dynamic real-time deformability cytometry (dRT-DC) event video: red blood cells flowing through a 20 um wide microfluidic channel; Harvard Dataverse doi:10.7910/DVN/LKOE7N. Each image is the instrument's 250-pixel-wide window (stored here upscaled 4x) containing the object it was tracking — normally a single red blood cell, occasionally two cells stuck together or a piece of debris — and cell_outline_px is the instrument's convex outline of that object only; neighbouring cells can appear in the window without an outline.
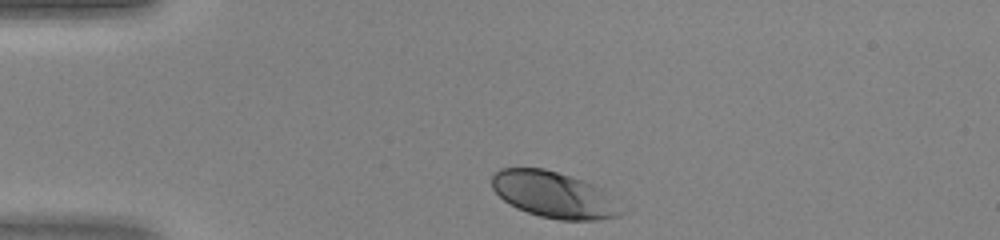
{"species": "human", "species_latin": "Homo sapiens", "temperature_condition": "warm", "stored_images_in_passage": 30, "camera_frame_rate_fps": 3000, "um_per_image_px": 0.085, "donor": {"sex": "female"}, "frame": {"image": 1, "passage_image": 1, "time_ms": 0.0, "image_size_px": [1000, 240], "cell_outline_px": [[624, 212], [620, 216], [600, 220], [560, 220], [540, 216], [516, 208], [504, 200], [492, 188], [492, 176], [500, 168], [544, 168], [584, 180], [600, 188]], "centroid_in_image_um": [47.05, 16.55], "position_along_channel_um": 38.0, "area_um2": 34.45}}
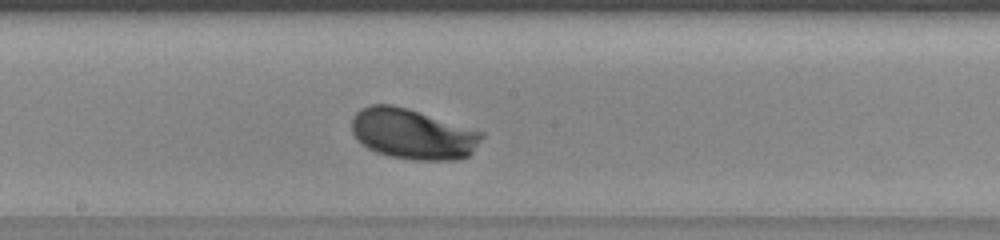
{"frame": {"image": 2, "passage_image": 16, "time_ms": 5.0, "image_size_px": [1000, 240], "cell_outline_px": [[484, 136], [472, 152], [468, 156], [452, 160], [416, 160], [392, 156], [376, 152], [368, 148], [352, 132], [352, 120], [356, 112], [372, 104], [392, 104], [408, 108], [484, 132]], "centroid_in_image_um": [35.11, 11.38], "position_along_channel_um": 213.1, "area_um2": 37.86}}
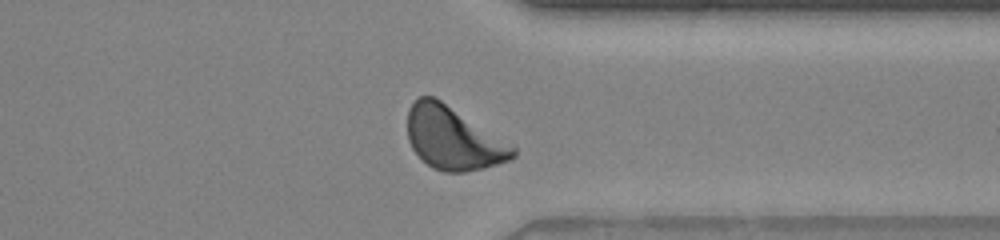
{"frame": {"image": 3, "passage_image": 27, "time_ms": 8.667, "image_size_px": [1000, 240], "cell_outline_px": [[516, 156], [508, 160], [484, 168], [464, 172], [444, 172], [432, 168], [412, 148], [408, 140], [408, 108], [420, 96], [436, 96], [512, 144], [516, 148]], "centroid_in_image_um": [38.53, 11.74], "position_along_channel_um": 372.9, "area_um2": 38.67}}